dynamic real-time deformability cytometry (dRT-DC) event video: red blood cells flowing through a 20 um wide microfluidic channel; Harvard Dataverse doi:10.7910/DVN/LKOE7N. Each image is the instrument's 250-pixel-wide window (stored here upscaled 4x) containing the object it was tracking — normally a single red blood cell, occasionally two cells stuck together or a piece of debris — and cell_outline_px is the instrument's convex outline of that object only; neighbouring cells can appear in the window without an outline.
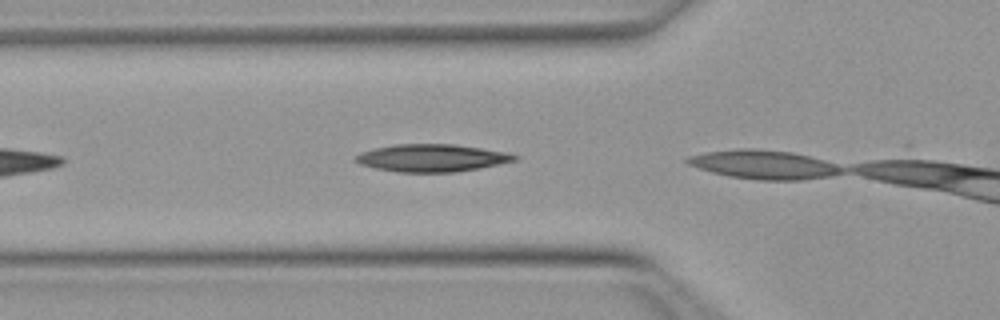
{"species": "Egyptian fruit bat (a non-hibernating species)", "species_latin": "Rousettus aegyptiacus", "temperature_condition": "warm", "stored_images_in_passage": 3, "camera_frame_rate_fps": 3000, "um_per_image_px": 0.085, "animal": {"sex": "female"}, "frame": {"image": 1, "passage_image": 2, "time_ms": 0.333, "image_size_px": [1000, 320], "cell_outline_px": [[520, 156], [516, 160], [500, 164], [480, 168], [456, 172], [396, 172], [376, 168], [360, 164], [352, 160], [360, 152], [372, 148], [396, 144], [456, 144], [508, 152]], "centroid_in_image_um": [36.71, 13.42], "position_along_channel_um": 89.1, "area_um2": 25.72}}